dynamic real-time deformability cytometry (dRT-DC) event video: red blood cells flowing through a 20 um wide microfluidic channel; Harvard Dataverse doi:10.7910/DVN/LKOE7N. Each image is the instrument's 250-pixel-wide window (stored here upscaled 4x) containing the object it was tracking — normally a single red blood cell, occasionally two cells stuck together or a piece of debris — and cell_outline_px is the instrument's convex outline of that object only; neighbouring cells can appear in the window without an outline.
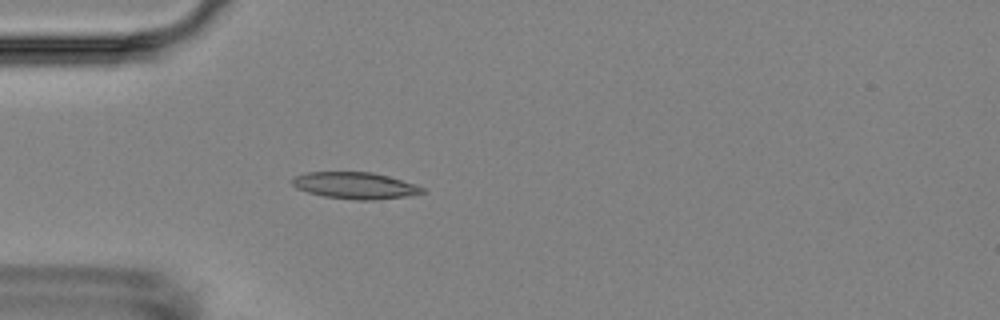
{"species": "Egyptian fruit bat (a non-hibernating species)", "species_latin": "Rousettus aegyptiacus", "temperature_condition": "room temperature", "stored_images_in_passage": 4, "camera_frame_rate_fps": 3000, "um_per_image_px": 0.085, "animal": {"sex": "female"}, "frame": {"image": 1, "passage_image": 4, "time_ms": 4.333, "image_size_px": [1000, 320], "cell_outline_px": [[428, 192], [404, 196], [376, 200], [356, 200], [324, 196], [308, 192], [296, 188], [292, 184], [292, 176], [308, 172], [372, 172], [388, 176], [416, 184], [424, 188]], "centroid_in_image_um": [30.18, 15.76], "position_along_channel_um": 54.8, "area_um2": 20.23}}